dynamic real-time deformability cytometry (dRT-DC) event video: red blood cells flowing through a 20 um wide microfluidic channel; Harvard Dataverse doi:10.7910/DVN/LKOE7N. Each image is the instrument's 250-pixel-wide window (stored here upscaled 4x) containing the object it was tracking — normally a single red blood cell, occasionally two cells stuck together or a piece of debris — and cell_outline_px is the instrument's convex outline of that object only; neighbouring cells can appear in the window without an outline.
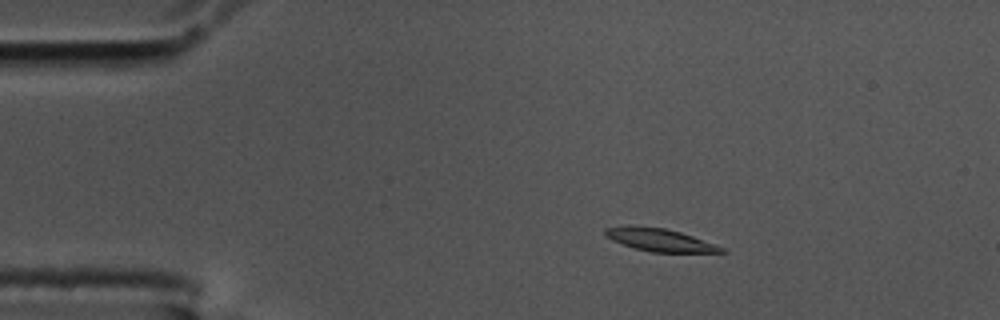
{"species": "common noctule bat (a hibernating species)", "species_latin": "Nyctalus noctula", "temperature_condition": "cold", "stored_images_in_passage": 56, "camera_frame_rate_fps": 3000, "um_per_image_px": 0.085, "animal": {"sex": "male", "body_mass_g": 17.5, "forearm_length_mm": 52.3}, "frame": {"image": 1, "passage_image": 9, "time_ms": 2.667, "image_size_px": [1000, 320], "cell_outline_px": [[728, 252], [652, 252], [636, 248], [612, 240], [604, 236], [604, 228], [628, 224], [636, 224], [664, 228], [680, 232], [692, 236], [724, 248]], "centroid_in_image_um": [55.99, 20.36], "position_along_channel_um": 29.0, "area_um2": 15.43}}
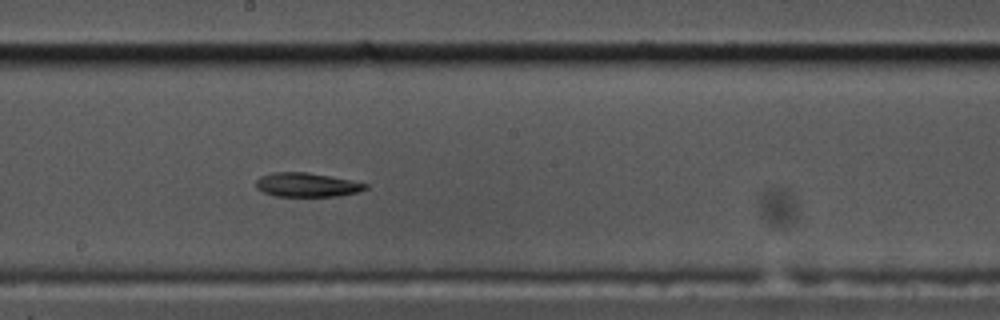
{"frame": {"image": 2, "passage_image": 30, "time_ms": 9.667, "image_size_px": [1000, 320], "cell_outline_px": [[368, 188], [360, 192], [340, 196], [272, 196], [256, 188], [256, 180], [260, 176], [272, 172], [308, 172], [332, 176], [352, 180], [368, 184]], "centroid_in_image_um": [26.1, 15.71], "position_along_channel_um": 222.1, "area_um2": 15.61}}
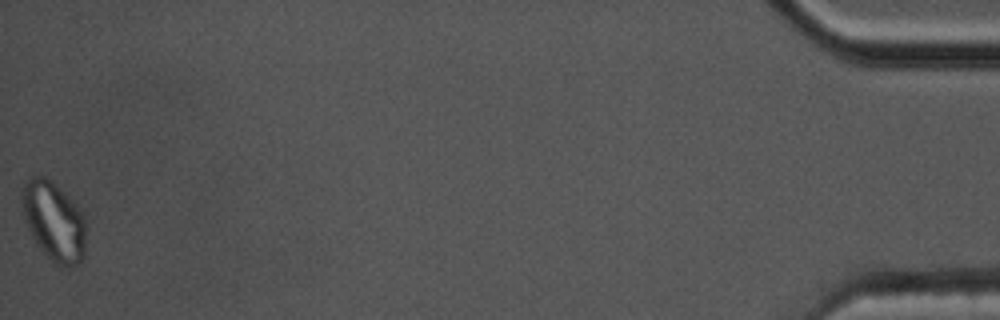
{"frame": {"image": 3, "passage_image": 56, "time_ms": 18.333, "image_size_px": [1000, 320], "cell_outline_px": [[84, 256], [72, 268], [64, 268], [56, 264], [36, 244], [24, 220], [20, 200], [20, 188], [24, 180], [28, 176], [44, 176], [52, 180], [80, 208], [84, 216]], "centroid_in_image_um": [4.52, 18.75], "position_along_channel_um": 430.7, "area_um2": 30.0}, "authors_computed_cell_mechanics": {"area_um2": 16.2129, "velocity_mm_per_s": 3.5407, "shape_relaxation_time_tau1_ms": null, "shape_relaxation_time_tau2_ms": 4.414, "deformation_change_tau1": null, "deformation_change_tau2": 0.0948}}